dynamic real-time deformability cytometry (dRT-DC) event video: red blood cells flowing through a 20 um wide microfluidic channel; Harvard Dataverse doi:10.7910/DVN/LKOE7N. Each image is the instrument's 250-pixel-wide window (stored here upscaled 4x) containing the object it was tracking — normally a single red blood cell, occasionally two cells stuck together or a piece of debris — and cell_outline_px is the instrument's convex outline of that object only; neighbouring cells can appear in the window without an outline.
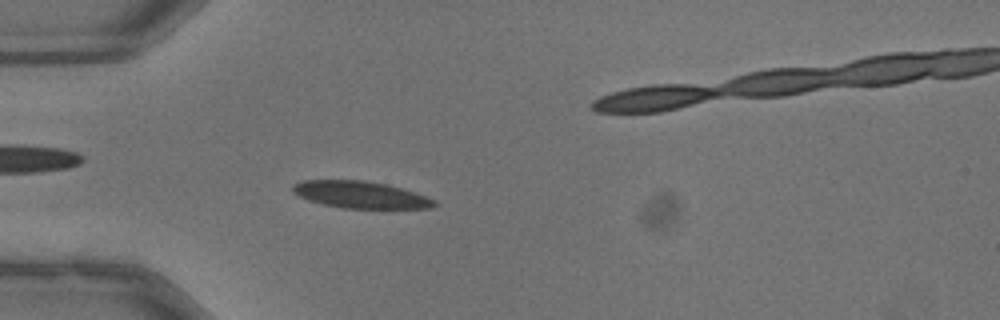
{"species": "common noctule bat (a hibernating species)", "species_latin": "Nyctalus noctula", "temperature_condition": "warm", "stored_images_in_passage": 53, "camera_frame_rate_fps": 3000, "um_per_image_px": 0.085, "animal": {"sex": "male", "body_mass_g": 13.3}, "frame": {"image": 1, "passage_image": 16, "time_ms": 5.0, "image_size_px": [1000, 320], "cell_outline_px": [[440, 204], [432, 208], [344, 208], [324, 204], [308, 200], [292, 192], [292, 184], [304, 180], [364, 180], [384, 184], [400, 188], [436, 200]], "centroid_in_image_um": [30.63, 16.55], "position_along_channel_um": 54.4, "area_um2": 22.02}}
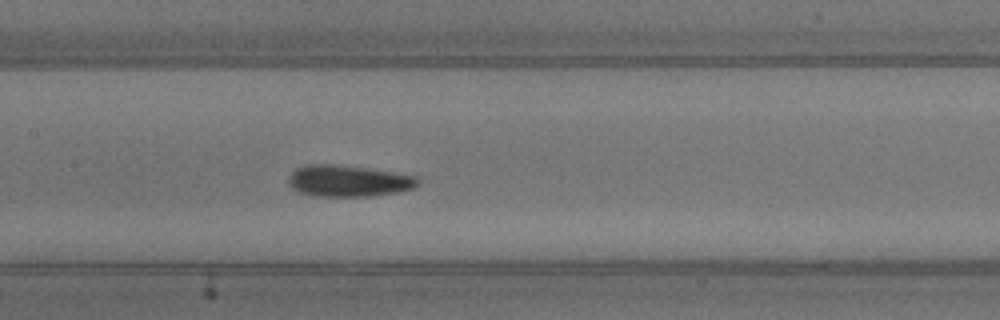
{"frame": {"image": 2, "passage_image": 26, "time_ms": 8.333, "image_size_px": [1000, 320], "cell_outline_px": [[420, 184], [412, 188], [396, 192], [372, 196], [312, 196], [300, 192], [292, 188], [288, 184], [288, 176], [296, 168], [304, 164], [336, 164], [396, 172], [420, 176]], "centroid_in_image_um": [29.62, 15.37], "position_along_channel_um": 177.8, "area_um2": 24.04}}
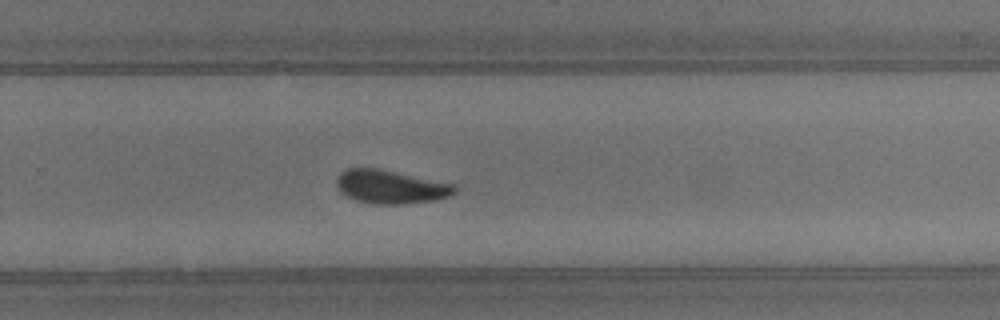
{"frame": {"image": 3, "passage_image": 35, "time_ms": 11.333, "image_size_px": [1000, 320], "cell_outline_px": [[456, 192], [452, 196], [432, 200], [400, 204], [372, 204], [356, 200], [340, 192], [336, 188], [336, 180], [340, 172], [348, 168], [376, 168], [456, 184]], "centroid_in_image_um": [33.19, 15.88], "position_along_channel_um": 296.6, "area_um2": 23.06}, "authors_computed_cell_mechanics": {"area_um2": 22.0218, "velocity_mm_per_s": 3.9862, "shape_relaxation_time_tau1_ms": 2.0801, "shape_relaxation_time_tau2_ms": 0.9915, "deformation_change_tau1": 0.1279, "deformation_change_tau2": 0.0622}}